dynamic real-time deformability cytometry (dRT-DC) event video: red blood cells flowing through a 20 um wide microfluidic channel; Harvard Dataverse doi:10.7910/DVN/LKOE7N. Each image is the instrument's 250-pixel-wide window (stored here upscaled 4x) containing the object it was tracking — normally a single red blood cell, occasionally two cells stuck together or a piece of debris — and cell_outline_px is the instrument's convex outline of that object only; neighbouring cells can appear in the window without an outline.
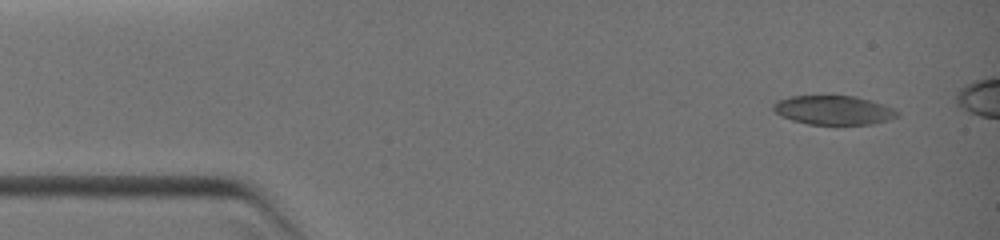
{"species": "common noctule bat (a hibernating species)", "species_latin": "Nyctalus noctula", "temperature_condition": "warm", "stored_images_in_passage": 5, "camera_frame_rate_fps": 3000, "um_per_image_px": 0.085, "animal": {"sex": "female", "body_mass_g": 19.0, "forearm_length_mm": 51.5}, "frame": {"image": 1, "passage_image": 1, "time_ms": 0.0, "image_size_px": [1000, 240], "cell_outline_px": [[900, 116], [872, 124], [808, 124], [792, 120], [780, 116], [772, 108], [772, 104], [776, 100], [792, 96], [856, 96], [872, 100], [884, 104], [900, 112]], "centroid_in_image_um": [70.85, 9.35], "position_along_channel_um": 14.1, "area_um2": 21.1}}